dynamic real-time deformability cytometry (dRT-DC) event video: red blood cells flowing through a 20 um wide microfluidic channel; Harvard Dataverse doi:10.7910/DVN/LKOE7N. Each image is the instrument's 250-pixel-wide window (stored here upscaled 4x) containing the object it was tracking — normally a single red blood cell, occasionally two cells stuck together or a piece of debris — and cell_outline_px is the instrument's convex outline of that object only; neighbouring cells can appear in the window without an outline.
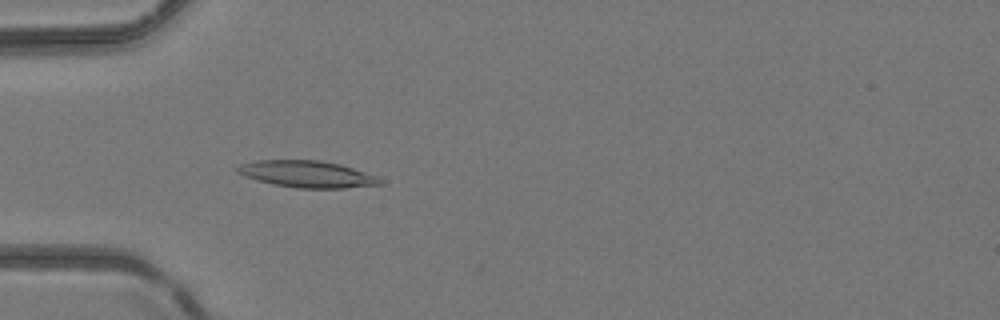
{"species": "common noctule bat (a hibernating species)", "species_latin": "Nyctalus noctula", "temperature_condition": "room temperature", "stored_images_in_passage": 3, "camera_frame_rate_fps": 3000, "um_per_image_px": 0.085, "animal": {"sex": "female", "body_mass_g": 24.6, "forearm_length_mm": 56.2}, "frame": {"image": 1, "passage_image": 3, "time_ms": 2.667, "image_size_px": [1000, 320], "cell_outline_px": [[384, 184], [344, 188], [296, 188], [272, 184], [256, 180], [244, 176], [236, 172], [236, 168], [240, 164], [256, 160], [320, 160], [340, 164], [380, 176], [384, 180]], "centroid_in_image_um": [26.14, 14.8], "position_along_channel_um": 58.9, "area_um2": 22.54}}